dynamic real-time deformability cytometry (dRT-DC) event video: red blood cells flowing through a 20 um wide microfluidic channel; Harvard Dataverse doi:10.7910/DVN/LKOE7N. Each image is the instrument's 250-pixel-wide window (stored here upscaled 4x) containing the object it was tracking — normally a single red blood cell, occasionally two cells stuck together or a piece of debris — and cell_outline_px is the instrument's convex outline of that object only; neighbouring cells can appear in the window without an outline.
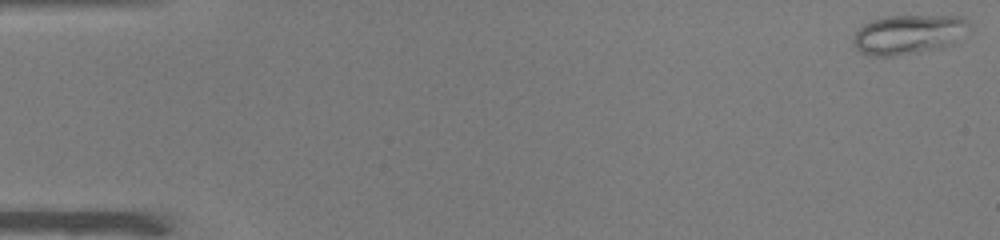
{"species": "common noctule bat (a hibernating species)", "species_latin": "Nyctalus noctula", "temperature_condition": "warm", "stored_images_in_passage": 51, "camera_frame_rate_fps": 3000, "um_per_image_px": 0.085, "animal": {"sex": "male", "body_mass_g": 19.0, "forearm_length_mm": 50.8}, "frame": {"image": 1, "passage_image": 1, "time_ms": 0.0, "image_size_px": [1000, 240], "cell_outline_px": [[972, 28], [952, 44], [940, 48], [892, 56], [868, 56], [856, 48], [852, 44], [852, 40], [856, 32], [864, 24], [872, 20], [888, 16], [964, 16], [968, 20]], "centroid_in_image_um": [77.26, 2.92], "position_along_channel_um": 7.7, "area_um2": 26.76}}
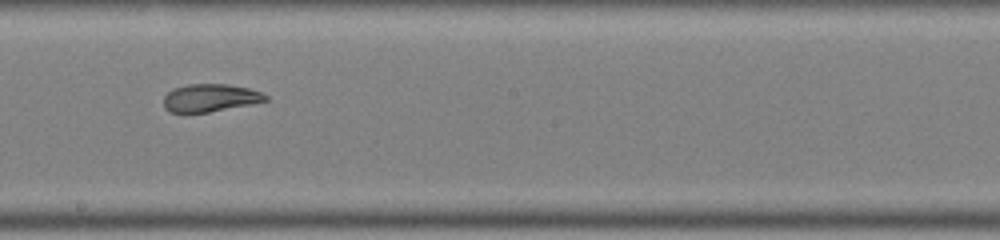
{"frame": {"image": 2, "passage_image": 29, "time_ms": 9.333, "image_size_px": [1000, 240], "cell_outline_px": [[268, 100], [208, 112], [168, 112], [164, 108], [164, 96], [172, 88], [188, 84], [228, 84], [248, 88], [260, 92], [268, 96]], "centroid_in_image_um": [17.82, 8.3], "position_along_channel_um": 230.4, "area_um2": 16.3}}
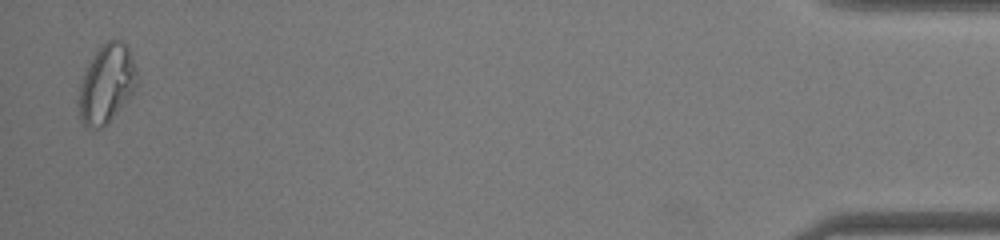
{"frame": {"image": 3, "passage_image": 50, "time_ms": 16.333, "image_size_px": [1000, 240], "cell_outline_px": [[140, 80], [132, 92], [116, 112], [100, 128], [92, 128], [84, 124], [80, 120], [76, 100], [80, 80], [96, 48], [104, 40], [112, 36], [124, 40], [132, 56]], "centroid_in_image_um": [9.03, 7.02], "position_along_channel_um": 426.2, "area_um2": 27.28}, "authors_computed_cell_mechanics": {"area_um2": 21.097, "velocity_mm_per_s": 3.997, "shape_relaxation_time_tau1_ms": null, "shape_relaxation_time_tau2_ms": 1.1442, "deformation_change_tau1": null, "deformation_change_tau2": 0.0587}}